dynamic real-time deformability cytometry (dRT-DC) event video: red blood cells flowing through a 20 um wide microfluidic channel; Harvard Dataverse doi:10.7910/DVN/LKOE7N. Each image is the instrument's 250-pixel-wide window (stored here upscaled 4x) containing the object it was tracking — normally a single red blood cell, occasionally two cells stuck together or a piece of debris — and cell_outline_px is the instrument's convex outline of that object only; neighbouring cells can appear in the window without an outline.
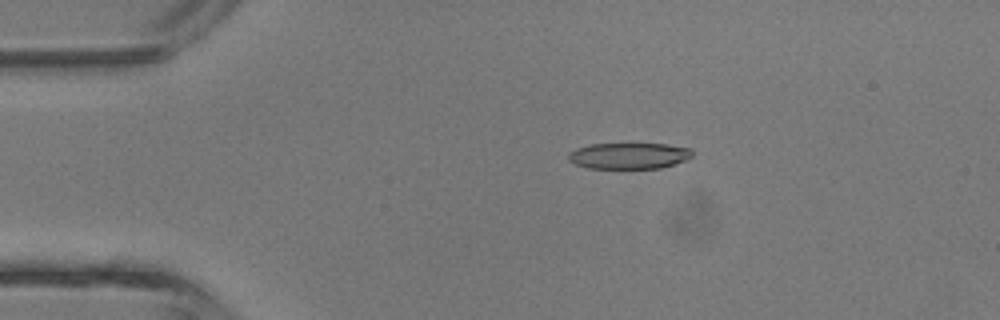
{"species": "common noctule bat (a hibernating species)", "species_latin": "Nyctalus noctula", "temperature_condition": "room temperature", "stored_images_in_passage": 35, "camera_frame_rate_fps": 3000, "um_per_image_px": 0.085, "animal": {"sex": "male", "body_mass_g": 13.3}, "frame": {"image": 1, "passage_image": 2, "time_ms": 0.333, "image_size_px": [1000, 320], "cell_outline_px": [[692, 156], [684, 160], [660, 168], [588, 168], [576, 164], [568, 160], [568, 152], [576, 148], [592, 144], [668, 144], [692, 148]], "centroid_in_image_um": [53.44, 13.23], "position_along_channel_um": 31.6, "area_um2": 18.79}}
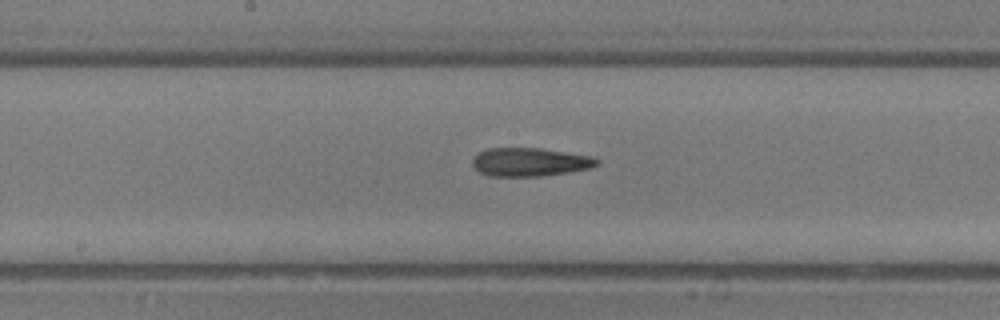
{"frame": {"image": 2, "passage_image": 15, "time_ms": 4.667, "image_size_px": [1000, 320], "cell_outline_px": [[600, 164], [588, 168], [568, 172], [540, 176], [488, 176], [480, 172], [472, 164], [472, 160], [480, 152], [488, 148], [540, 148], [592, 156], [600, 160]], "centroid_in_image_um": [45.06, 13.77], "position_along_channel_um": 203.1, "area_um2": 20.52}}
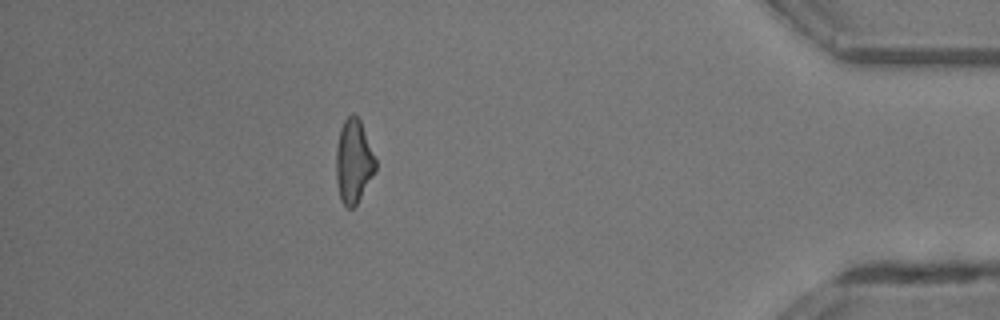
{"frame": {"image": 3, "passage_image": 30, "time_ms": 9.667, "image_size_px": [1000, 320], "cell_outline_px": [[376, 168], [356, 204], [352, 208], [348, 208], [340, 200], [336, 180], [336, 148], [340, 128], [344, 120], [352, 112], [360, 120], [376, 160]], "centroid_in_image_um": [30.03, 13.69], "position_along_channel_um": 405.2, "area_um2": 18.96}}